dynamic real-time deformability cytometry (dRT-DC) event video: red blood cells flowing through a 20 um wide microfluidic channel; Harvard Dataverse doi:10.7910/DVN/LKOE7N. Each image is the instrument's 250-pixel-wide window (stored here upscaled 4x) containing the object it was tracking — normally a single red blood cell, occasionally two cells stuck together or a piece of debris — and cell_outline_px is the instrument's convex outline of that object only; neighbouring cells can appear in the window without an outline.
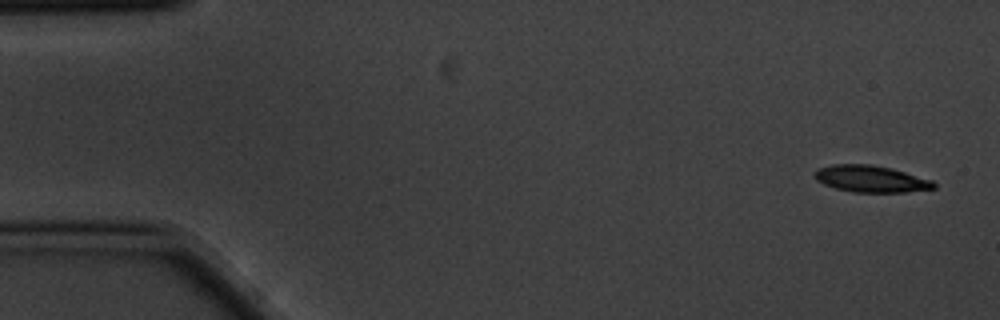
{"species": "common noctule bat (a hibernating species)", "species_latin": "Nyctalus noctula", "temperature_condition": "cold", "stored_images_in_passage": 5, "camera_frame_rate_fps": 3000, "um_per_image_px": 0.085, "animal": {"sex": "male", "body_mass_g": 20.1, "forearm_length_mm": 53.5}, "frame": {"image": 1, "passage_image": 1, "time_ms": 0.0, "image_size_px": [1000, 320], "cell_outline_px": [[936, 188], [904, 192], [852, 192], [836, 188], [824, 184], [816, 180], [812, 176], [812, 172], [816, 168], [832, 164], [872, 164], [892, 168], [932, 180], [936, 184]], "centroid_in_image_um": [73.97, 15.19], "position_along_channel_um": 11.0, "area_um2": 18.79}}
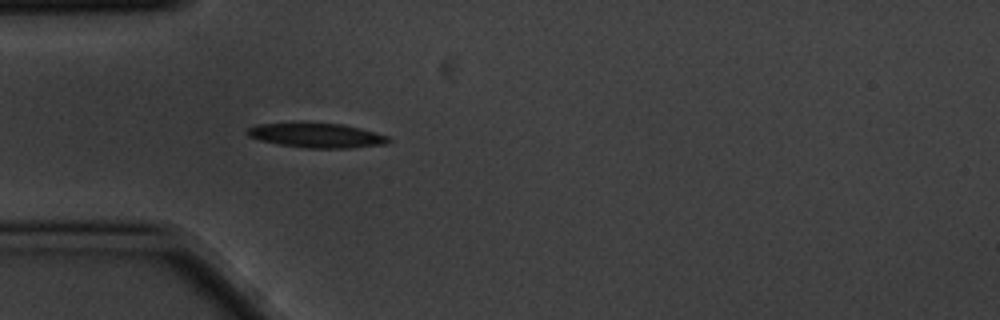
{"frame": {"image": 2, "passage_image": 5, "time_ms": 1.333, "image_size_px": [1000, 320], "cell_outline_px": [[392, 140], [384, 144], [348, 148], [304, 148], [280, 144], [260, 140], [248, 136], [244, 132], [248, 128], [256, 124], [300, 120], [344, 124], [360, 128], [388, 136]], "centroid_in_image_um": [26.83, 11.46], "position_along_channel_um": 58.2, "area_um2": 21.04}}